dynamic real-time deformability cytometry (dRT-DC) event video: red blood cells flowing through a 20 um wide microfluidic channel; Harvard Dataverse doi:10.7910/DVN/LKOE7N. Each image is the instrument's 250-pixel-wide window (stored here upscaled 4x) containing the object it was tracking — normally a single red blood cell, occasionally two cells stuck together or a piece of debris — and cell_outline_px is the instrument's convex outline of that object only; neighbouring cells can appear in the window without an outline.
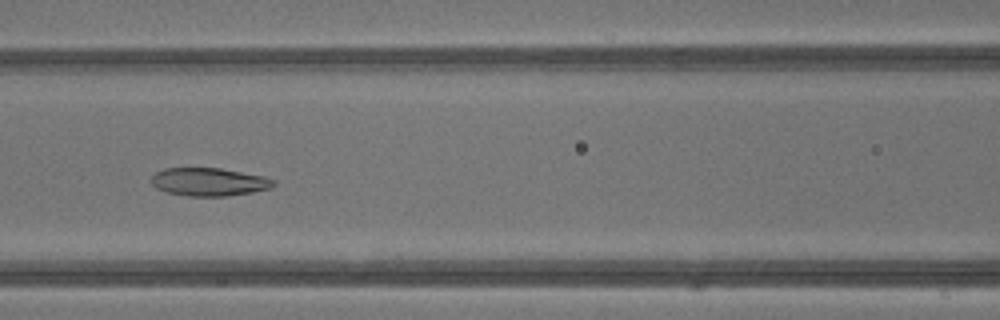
{"species": "common noctule bat (a hibernating species)", "species_latin": "Nyctalus noctula", "temperature_condition": "warm", "stored_images_in_passage": 41, "camera_frame_rate_fps": 3000, "um_per_image_px": 0.085, "animal": {"sex": "male", "body_mass_g": 13.3}, "frame": {"image": 1, "passage_image": 18, "time_ms": 5.667, "image_size_px": [1000, 320], "cell_outline_px": [[276, 184], [272, 188], [252, 192], [228, 196], [188, 196], [164, 192], [156, 188], [148, 180], [156, 172], [164, 168], [220, 168], [264, 176], [276, 180]], "centroid_in_image_um": [17.75, 15.46], "position_along_channel_um": 148.8, "area_um2": 20.29}}
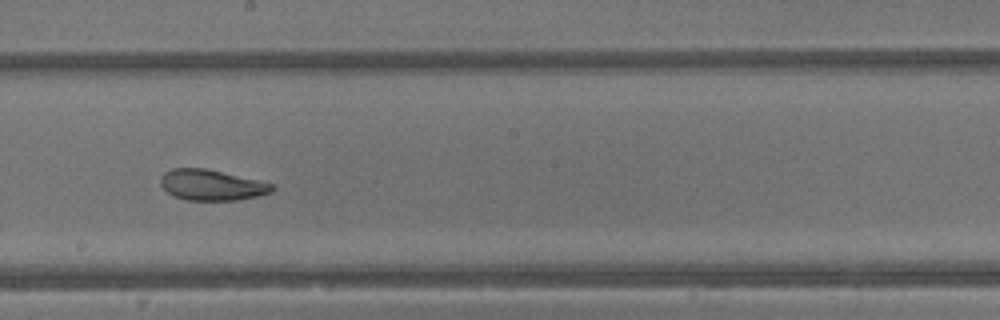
{"frame": {"image": 2, "passage_image": 23, "time_ms": 7.333, "image_size_px": [1000, 320], "cell_outline_px": [[276, 188], [272, 192], [256, 196], [236, 200], [188, 200], [176, 196], [168, 192], [160, 184], [160, 176], [164, 172], [172, 168], [204, 168], [256, 180], [272, 184]], "centroid_in_image_um": [17.96, 15.72], "position_along_channel_um": 230.2, "area_um2": 19.65}}
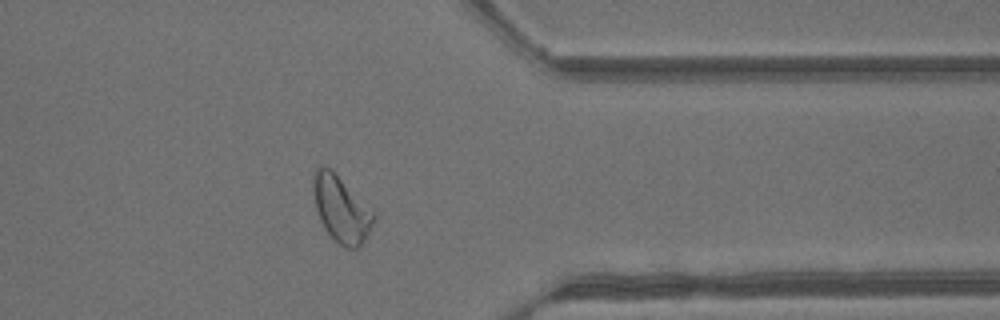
{"frame": {"image": 3, "passage_image": 33, "time_ms": 10.667, "image_size_px": [1000, 320], "cell_outline_px": [[376, 220], [360, 248], [344, 248], [324, 228], [320, 220], [316, 208], [312, 188], [312, 176], [316, 168], [324, 164], [332, 168], [376, 212]], "centroid_in_image_um": [29.02, 17.72], "position_along_channel_um": 382.4, "area_um2": 23.93}, "authors_computed_cell_mechanics": {"area_um2": 23.9292, "velocity_mm_per_s": 4.901, "shape_relaxation_time_tau1_ms": 7.8521, "shape_relaxation_time_tau2_ms": 2.6018, "deformation_change_tau1": 0.2088, "deformation_change_tau2": 0.0941}}